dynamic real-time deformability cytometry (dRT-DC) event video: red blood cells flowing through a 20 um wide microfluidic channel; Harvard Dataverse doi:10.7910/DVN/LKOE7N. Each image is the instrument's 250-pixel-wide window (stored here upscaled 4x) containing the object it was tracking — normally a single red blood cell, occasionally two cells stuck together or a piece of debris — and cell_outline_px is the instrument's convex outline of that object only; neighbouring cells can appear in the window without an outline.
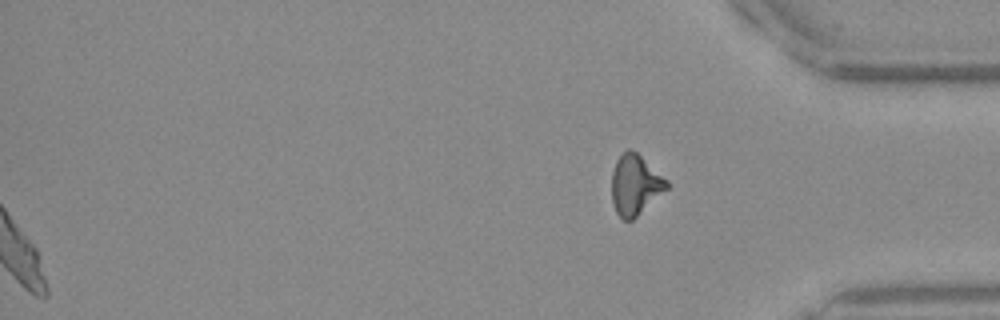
{"species": "Egyptian fruit bat (a non-hibernating species)", "species_latin": "Rousettus aegyptiacus", "temperature_condition": "warm", "stored_images_in_passage": 38, "camera_frame_rate_fps": 3000, "um_per_image_px": 0.085, "frame": {"image": 1, "passage_image": 38, "time_ms": 12.333, "image_size_px": [1000, 320], "cell_outline_px": [[668, 188], [632, 220], [624, 220], [616, 212], [612, 200], [612, 172], [616, 160], [628, 148], [636, 152], [668, 180]], "centroid_in_image_um": [53.98, 15.71], "position_along_channel_um": 381.2, "area_um2": 19.02}, "authors_computed_cell_mechanics": {"area_um2": 23.3512, "velocity_mm_per_s": 4.0524, "shape_relaxation_time_tau1_ms": 2.0367, "shape_relaxation_time_tau2_ms": 1.7085, "deformation_change_tau1": 0.2068, "deformation_change_tau2": 0.0912}}